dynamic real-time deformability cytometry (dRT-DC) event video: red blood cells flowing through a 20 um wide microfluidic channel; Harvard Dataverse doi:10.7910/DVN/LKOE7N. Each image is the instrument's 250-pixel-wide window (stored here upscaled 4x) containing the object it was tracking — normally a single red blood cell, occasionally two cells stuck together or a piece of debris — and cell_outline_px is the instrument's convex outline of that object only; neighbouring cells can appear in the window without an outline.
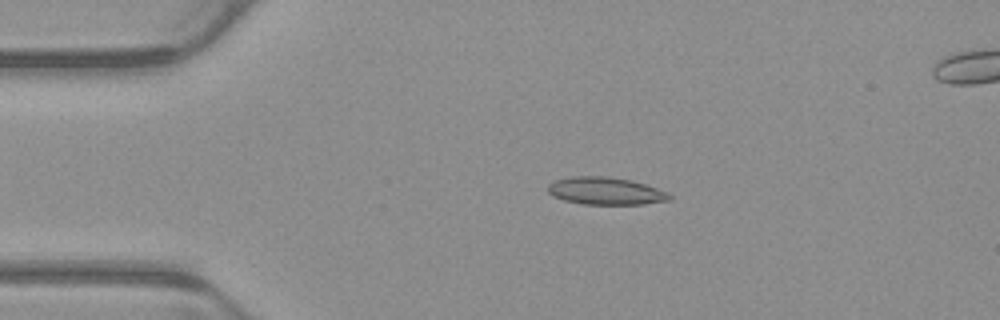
{"species": "common noctule bat (a hibernating species)", "species_latin": "Nyctalus noctula", "temperature_condition": "warm", "stored_images_in_passage": 5, "camera_frame_rate_fps": 3000, "um_per_image_px": 0.085, "animal": {"sex": "male", "body_mass_g": 23.1, "forearm_length_mm": 52.7}, "frame": {"image": 1, "passage_image": 3, "time_ms": 0.667, "image_size_px": [1000, 320], "cell_outline_px": [[672, 200], [644, 204], [584, 204], [564, 200], [552, 196], [548, 192], [548, 184], [556, 180], [572, 176], [608, 176], [632, 180], [668, 192], [672, 196]], "centroid_in_image_um": [51.49, 16.23], "position_along_channel_um": 33.5, "area_um2": 19.54}}